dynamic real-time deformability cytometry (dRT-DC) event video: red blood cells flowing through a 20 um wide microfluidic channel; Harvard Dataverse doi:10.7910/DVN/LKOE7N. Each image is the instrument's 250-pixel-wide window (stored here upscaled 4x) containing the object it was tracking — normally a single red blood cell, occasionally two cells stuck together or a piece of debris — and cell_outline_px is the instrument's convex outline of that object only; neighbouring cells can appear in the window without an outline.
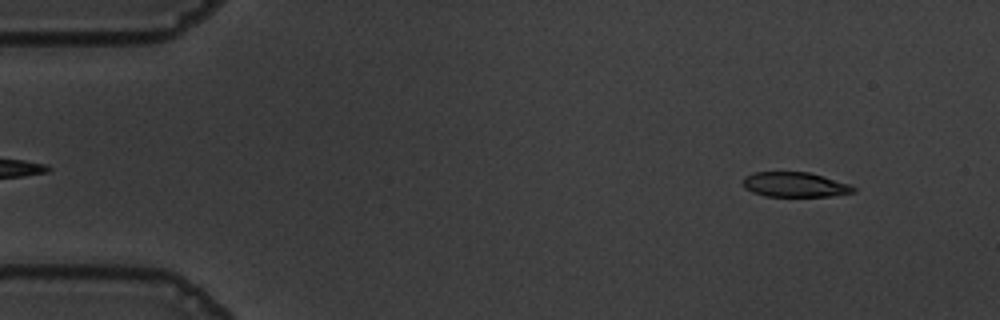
{"species": "common noctule bat (a hibernating species)", "species_latin": "Nyctalus noctula", "temperature_condition": "warm", "stored_images_in_passage": 55, "camera_frame_rate_fps": 3000, "um_per_image_px": 0.085, "animal": {"sex": "male", "body_mass_g": 19.5, "forearm_length_mm": 54.6}, "frame": {"image": 1, "passage_image": 5, "time_ms": 1.333, "image_size_px": [1000, 320], "cell_outline_px": [[856, 192], [832, 196], [764, 196], [752, 192], [744, 188], [744, 176], [752, 172], [808, 172], [824, 176], [848, 184], [856, 188]], "centroid_in_image_um": [67.55, 15.69], "position_along_channel_um": 17.4, "area_um2": 16.01}}
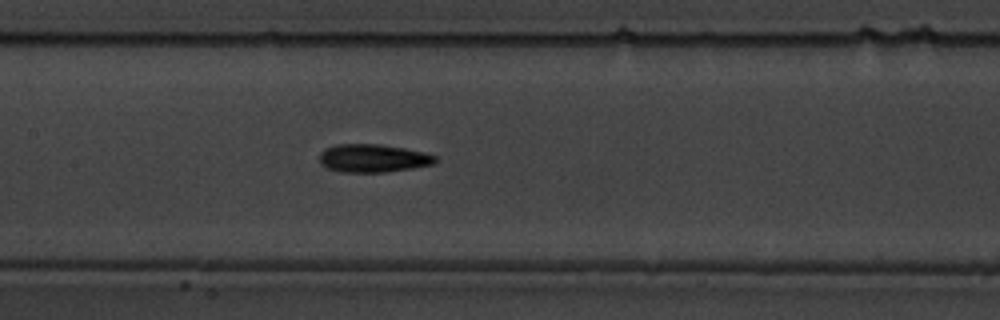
{"frame": {"image": 2, "passage_image": 26, "time_ms": 8.333, "image_size_px": [1000, 320], "cell_outline_px": [[440, 160], [432, 164], [412, 168], [384, 172], [340, 172], [328, 168], [320, 164], [320, 152], [324, 148], [336, 144], [380, 144], [404, 148], [424, 152], [436, 156]], "centroid_in_image_um": [31.7, 13.44], "position_along_channel_um": 175.7, "area_um2": 19.07}}
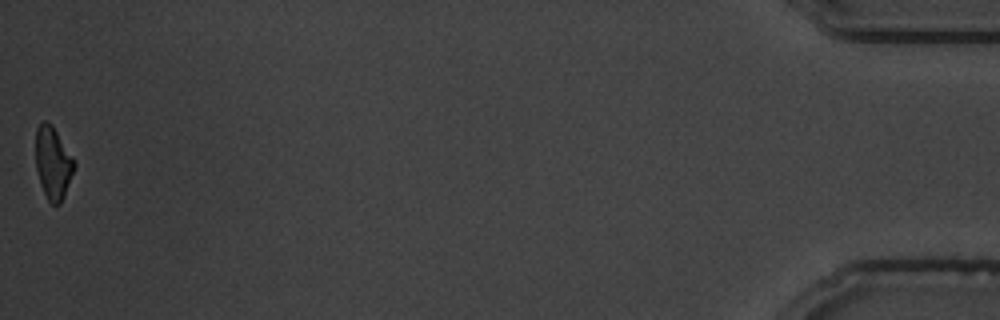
{"frame": {"image": 3, "passage_image": 55, "time_ms": 18.0, "image_size_px": [1000, 320], "cell_outline_px": [[76, 164], [64, 196], [60, 204], [52, 204], [48, 200], [40, 184], [36, 168], [36, 128], [44, 120], [52, 124], [76, 160]], "centroid_in_image_um": [4.52, 13.82], "position_along_channel_um": 430.7, "area_um2": 16.36}, "authors_computed_cell_mechanics": {"area_um2": 17.918, "velocity_mm_per_s": 3.6428, "shape_relaxation_time_tau1_ms": 5.9418, "shape_relaxation_time_tau2_ms": 3.4612, "deformation_change_tau1": 0.1714, "deformation_change_tau2": 0.105}}